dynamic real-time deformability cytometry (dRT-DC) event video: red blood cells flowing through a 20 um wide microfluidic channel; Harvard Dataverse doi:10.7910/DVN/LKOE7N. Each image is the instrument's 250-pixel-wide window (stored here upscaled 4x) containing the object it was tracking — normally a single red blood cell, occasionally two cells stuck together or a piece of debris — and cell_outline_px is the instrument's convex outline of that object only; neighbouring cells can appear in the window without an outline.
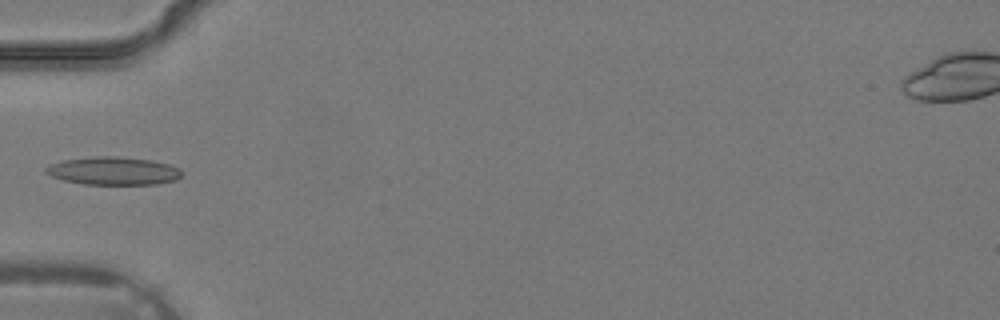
{"species": "common noctule bat (a hibernating species)", "species_latin": "Nyctalus noctula", "temperature_condition": "warm", "stored_images_in_passage": 4, "camera_frame_rate_fps": 3000, "um_per_image_px": 0.085, "animal": {"sex": "male", "body_mass_g": 19.2, "forearm_length_mm": 51.8}, "frame": {"image": 1, "passage_image": 4, "time_ms": 1.0, "image_size_px": [1000, 320], "cell_outline_px": [[180, 176], [176, 180], [156, 184], [84, 184], [64, 180], [52, 176], [44, 172], [44, 168], [48, 164], [60, 160], [96, 156], [112, 156], [152, 160], [168, 164], [180, 168]], "centroid_in_image_um": [9.58, 14.52], "position_along_channel_um": 75.4, "area_um2": 22.2}}